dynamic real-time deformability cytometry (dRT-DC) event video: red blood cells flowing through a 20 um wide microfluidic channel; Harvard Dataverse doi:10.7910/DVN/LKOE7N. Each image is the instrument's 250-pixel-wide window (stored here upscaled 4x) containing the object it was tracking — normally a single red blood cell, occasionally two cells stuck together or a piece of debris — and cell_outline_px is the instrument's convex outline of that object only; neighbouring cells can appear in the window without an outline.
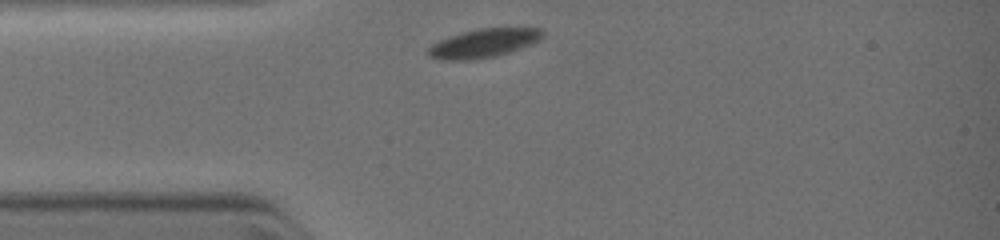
{"species": "common noctule bat (a hibernating species)", "species_latin": "Nyctalus noctula", "temperature_condition": "warm", "stored_images_in_passage": 1, "camera_frame_rate_fps": 3000, "um_per_image_px": 0.085, "animal": {"sex": "female", "body_mass_g": 19.0, "forearm_length_mm": 51.5}, "frame": {"image": 1, "passage_image": 1, "time_ms": 0.0, "image_size_px": [1000, 240], "cell_outline_px": [[544, 36], [540, 40], [520, 48], [496, 56], [476, 60], [440, 60], [428, 56], [428, 48], [432, 44], [440, 40], [464, 32], [480, 28], [540, 28], [544, 32]], "centroid_in_image_um": [41.11, 3.68], "position_along_channel_um": 43.9, "area_um2": 19.02}}